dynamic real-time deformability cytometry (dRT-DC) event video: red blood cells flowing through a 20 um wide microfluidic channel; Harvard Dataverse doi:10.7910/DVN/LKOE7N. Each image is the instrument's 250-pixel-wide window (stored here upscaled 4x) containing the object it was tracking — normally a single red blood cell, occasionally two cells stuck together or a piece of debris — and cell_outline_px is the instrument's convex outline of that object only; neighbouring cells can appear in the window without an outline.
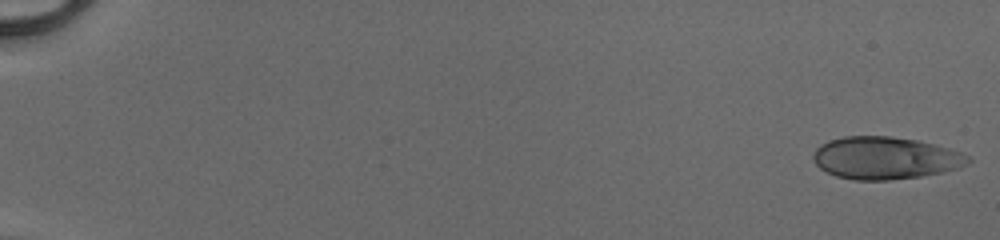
{"species": "human", "species_latin": "Homo sapiens", "temperature_condition": "cold", "stored_images_in_passage": 51, "camera_frame_rate_fps": 3000, "um_per_image_px": 0.085, "donor": {"sex": "male"}, "frame": {"image": 1, "passage_image": 1, "time_ms": 0.0, "image_size_px": [1000, 240], "cell_outline_px": [[972, 160], [968, 164], [960, 168], [920, 176], [888, 180], [852, 180], [836, 176], [820, 168], [812, 160], [812, 156], [816, 148], [820, 144], [828, 140], [844, 136], [892, 136], [916, 140], [936, 144], [964, 152]], "centroid_in_image_um": [75.25, 13.42], "position_along_channel_um": 9.7, "area_um2": 38.55}}
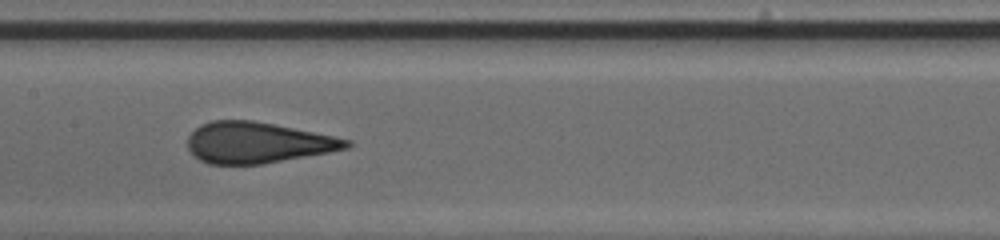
{"frame": {"image": 2, "passage_image": 28, "time_ms": 9.0, "image_size_px": [1000, 240], "cell_outline_px": [[352, 144], [348, 148], [328, 152], [264, 164], [208, 164], [192, 156], [188, 148], [188, 136], [200, 124], [212, 120], [252, 120], [352, 140]], "centroid_in_image_um": [21.84, 12.13], "position_along_channel_um": 185.6, "area_um2": 37.74}}
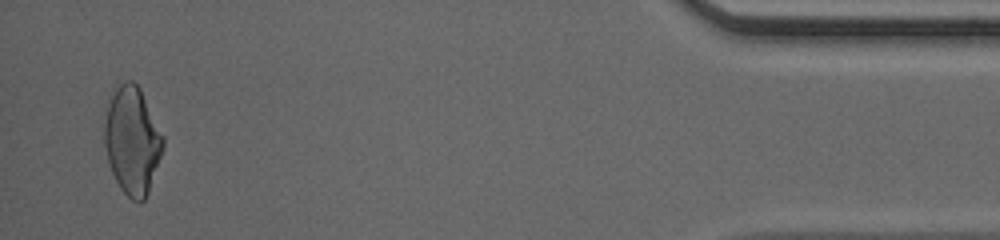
{"frame": {"image": 3, "passage_image": 50, "time_ms": 16.333, "image_size_px": [1000, 240], "cell_outline_px": [[164, 148], [148, 192], [144, 200], [140, 204], [132, 200], [120, 188], [112, 172], [108, 160], [104, 144], [104, 124], [108, 100], [112, 88], [128, 80], [132, 80], [140, 88], [164, 136]], "centroid_in_image_um": [11.23, 11.92], "position_along_channel_um": 424.0, "area_um2": 36.99}, "authors_computed_cell_mechanics": {"area_um2": 38.2058, "velocity_mm_per_s": 4.1539, "shape_relaxation_time_tau1_ms": 7.0722, "shape_relaxation_time_tau2_ms": null, "deformation_change_tau1": 0.2041, "deformation_change_tau2": null}}